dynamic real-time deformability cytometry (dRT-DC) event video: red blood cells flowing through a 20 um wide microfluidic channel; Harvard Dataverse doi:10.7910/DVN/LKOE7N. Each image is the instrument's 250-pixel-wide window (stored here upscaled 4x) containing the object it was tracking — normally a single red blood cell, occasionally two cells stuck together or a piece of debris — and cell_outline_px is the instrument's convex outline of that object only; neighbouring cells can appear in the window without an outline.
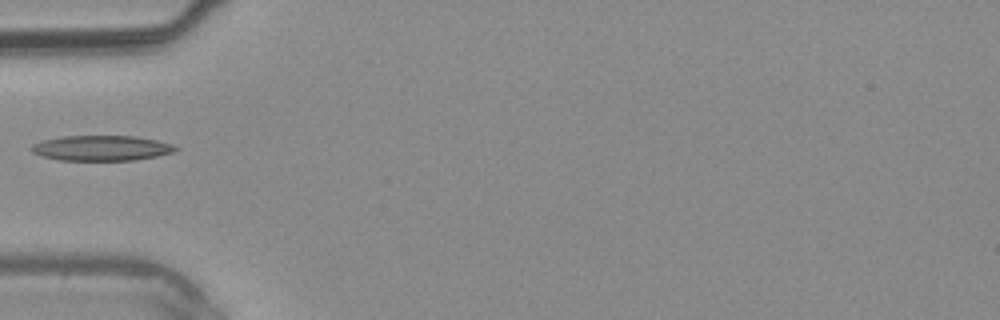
{"species": "common noctule bat (a hibernating species)", "species_latin": "Nyctalus noctula", "temperature_condition": "warm", "stored_images_in_passage": 27, "camera_frame_rate_fps": 3000, "um_per_image_px": 0.085, "animal": {"sex": "male", "body_mass_g": 20.4}, "frame": {"image": 1, "passage_image": 1, "time_ms": 0.0, "image_size_px": [1000, 320], "cell_outline_px": [[180, 148], [172, 152], [156, 156], [132, 160], [60, 160], [40, 156], [32, 152], [32, 144], [40, 140], [60, 136], [136, 136], [156, 140], [172, 144]], "centroid_in_image_um": [8.58, 12.58], "position_along_channel_um": 76.4, "area_um2": 21.21}}
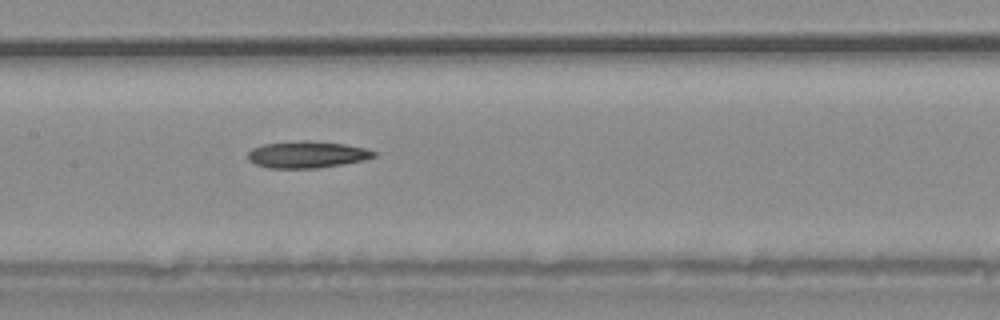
{"frame": {"image": 2, "passage_image": 7, "time_ms": 2.0, "image_size_px": [1000, 320], "cell_outline_px": [[376, 156], [364, 160], [316, 168], [268, 168], [256, 164], [248, 160], [248, 152], [252, 148], [264, 144], [296, 140], [308, 140], [344, 144], [364, 148], [376, 152]], "centroid_in_image_um": [26.06, 13.13], "position_along_channel_um": 181.3, "area_um2": 19.59}}
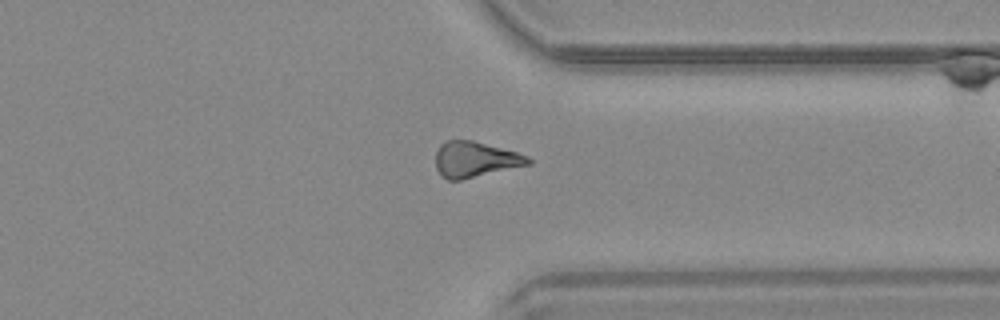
{"frame": {"image": 3, "passage_image": 18, "time_ms": 5.667, "image_size_px": [1000, 320], "cell_outline_px": [[532, 164], [460, 180], [448, 180], [440, 176], [436, 168], [436, 152], [440, 144], [448, 140], [472, 140], [516, 152], [528, 156], [532, 160]], "centroid_in_image_um": [40.38, 13.56], "position_along_channel_um": 371.0, "area_um2": 19.25}}